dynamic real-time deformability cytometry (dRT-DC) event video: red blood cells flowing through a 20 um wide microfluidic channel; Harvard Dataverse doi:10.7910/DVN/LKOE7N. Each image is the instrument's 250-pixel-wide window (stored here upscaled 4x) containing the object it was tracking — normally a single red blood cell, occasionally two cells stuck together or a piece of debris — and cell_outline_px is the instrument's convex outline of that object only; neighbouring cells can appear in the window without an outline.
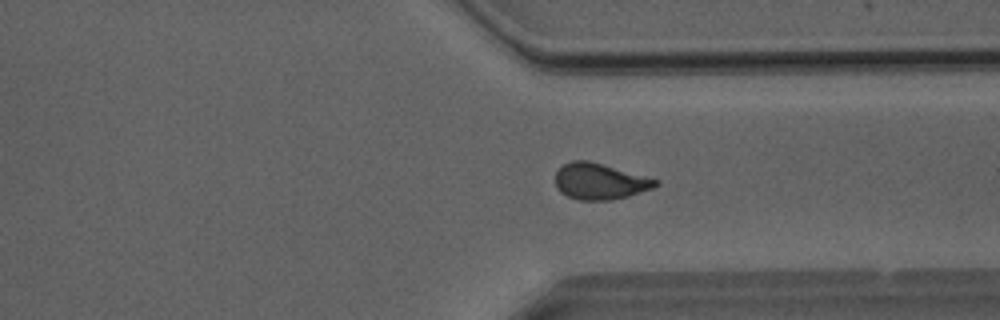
{"species": "Egyptian fruit bat (a non-hibernating species)", "species_latin": "Rousettus aegyptiacus", "temperature_condition": "room temperature", "stored_images_in_passage": 51, "camera_frame_rate_fps": 3000, "um_per_image_px": 0.085, "animal": {"sex": "male"}, "frame": {"image": 1, "passage_image": 39, "time_ms": 12.667, "image_size_px": [1000, 320], "cell_outline_px": [[660, 184], [652, 188], [628, 196], [612, 200], [580, 200], [568, 196], [560, 192], [556, 188], [556, 172], [564, 164], [572, 160], [588, 160], [660, 180]], "centroid_in_image_um": [50.99, 15.42], "position_along_channel_um": 360.4, "area_um2": 21.04}}
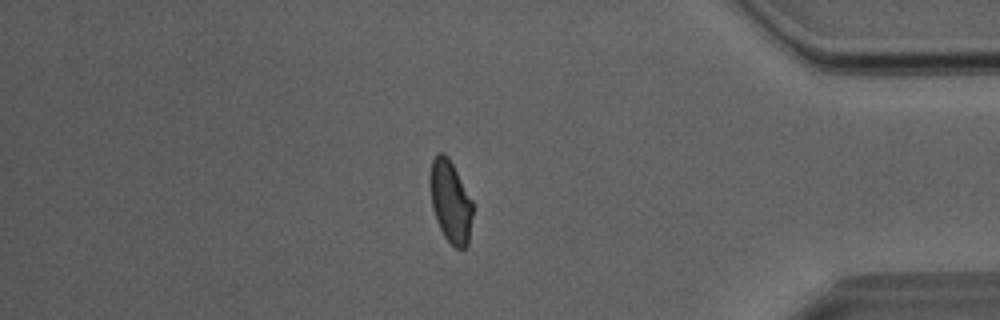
{"frame": {"image": 2, "passage_image": 44, "time_ms": 14.333, "image_size_px": [1000, 320], "cell_outline_px": [[472, 216], [468, 244], [460, 252], [444, 236], [436, 220], [432, 208], [428, 184], [428, 176], [432, 160], [436, 152], [444, 152], [448, 156], [472, 200]], "centroid_in_image_um": [38.25, 17.1], "position_along_channel_um": 396.9, "area_um2": 20.75}}
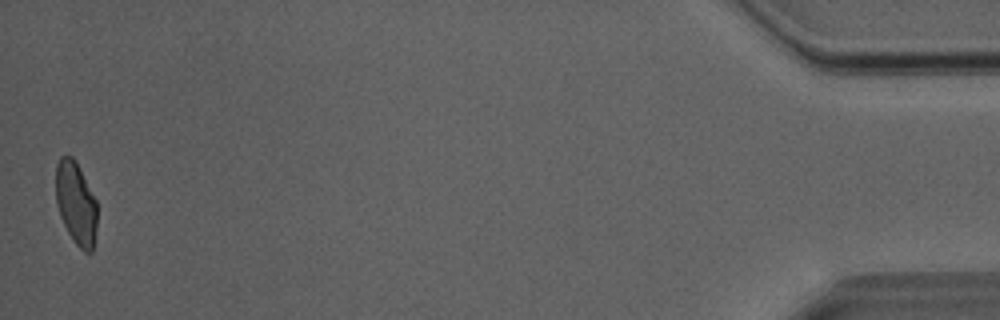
{"frame": {"image": 3, "passage_image": 51, "time_ms": 16.667, "image_size_px": [1000, 320], "cell_outline_px": [[96, 228], [92, 252], [84, 252], [72, 240], [60, 216], [56, 204], [56, 164], [60, 156], [72, 156], [76, 160], [96, 200]], "centroid_in_image_um": [6.44, 17.26], "position_along_channel_um": 428.8, "area_um2": 19.94}, "authors_computed_cell_mechanics": {"area_um2": 21.5016, "velocity_mm_per_s": 4.061, "shape_relaxation_time_tau1_ms": null, "shape_relaxation_time_tau2_ms": 1.3146, "deformation_change_tau1": null, "deformation_change_tau2": 0.0807}}